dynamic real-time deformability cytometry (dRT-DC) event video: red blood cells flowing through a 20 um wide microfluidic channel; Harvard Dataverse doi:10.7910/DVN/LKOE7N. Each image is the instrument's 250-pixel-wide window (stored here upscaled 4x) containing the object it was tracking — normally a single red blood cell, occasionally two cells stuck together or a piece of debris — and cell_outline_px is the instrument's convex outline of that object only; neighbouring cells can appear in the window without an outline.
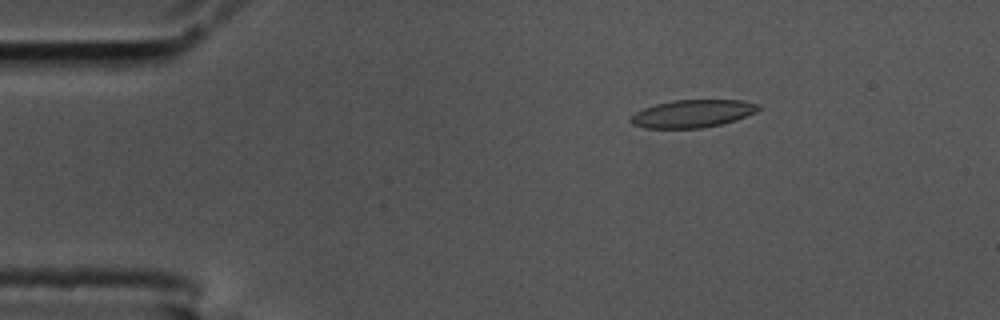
{"species": "common noctule bat (a hibernating species)", "species_latin": "Nyctalus noctula", "temperature_condition": "cold", "stored_images_in_passage": 56, "camera_frame_rate_fps": 3000, "um_per_image_px": 0.085, "animal": {"sex": "male", "body_mass_g": 17.5, "forearm_length_mm": 52.3}, "frame": {"image": 1, "passage_image": 9, "time_ms": 2.667, "image_size_px": [1000, 320], "cell_outline_px": [[764, 108], [756, 112], [736, 120], [720, 124], [700, 128], [644, 128], [632, 124], [628, 120], [636, 112], [644, 108], [656, 104], [672, 100], [744, 100], [760, 104]], "centroid_in_image_um": [58.91, 9.65], "position_along_channel_um": 26.1, "area_um2": 20.75}}
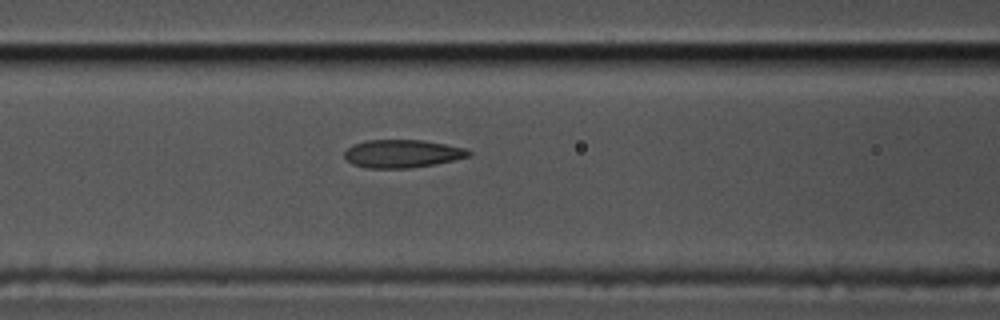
{"frame": {"image": 2, "passage_image": 23, "time_ms": 7.333, "image_size_px": [1000, 320], "cell_outline_px": [[472, 156], [436, 164], [408, 168], [364, 168], [352, 164], [344, 156], [344, 152], [352, 144], [368, 140], [424, 140], [464, 148], [472, 152]], "centroid_in_image_um": [34.19, 13.06], "position_along_channel_um": 132.4, "area_um2": 20.35}}
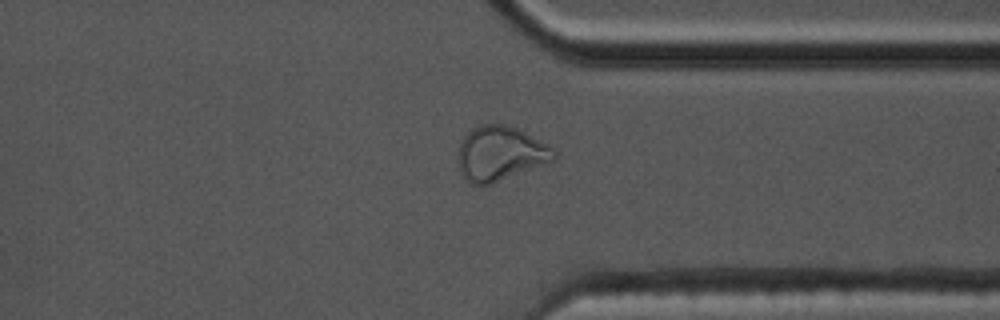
{"frame": {"image": 3, "passage_image": 43, "time_ms": 14.0, "image_size_px": [1000, 320], "cell_outline_px": [[556, 160], [492, 184], [472, 184], [460, 172], [460, 144], [464, 136], [472, 128], [480, 124], [500, 124], [516, 128], [524, 132], [552, 148], [556, 152]], "centroid_in_image_um": [42.54, 13.05], "position_along_channel_um": 368.9, "area_um2": 29.94}, "authors_computed_cell_mechanics": {"area_um2": 21.1837, "velocity_mm_per_s": 3.5652, "shape_relaxation_time_tau1_ms": null, "shape_relaxation_time_tau2_ms": 1.8077, "deformation_change_tau1": null, "deformation_change_tau2": 0.0693}}